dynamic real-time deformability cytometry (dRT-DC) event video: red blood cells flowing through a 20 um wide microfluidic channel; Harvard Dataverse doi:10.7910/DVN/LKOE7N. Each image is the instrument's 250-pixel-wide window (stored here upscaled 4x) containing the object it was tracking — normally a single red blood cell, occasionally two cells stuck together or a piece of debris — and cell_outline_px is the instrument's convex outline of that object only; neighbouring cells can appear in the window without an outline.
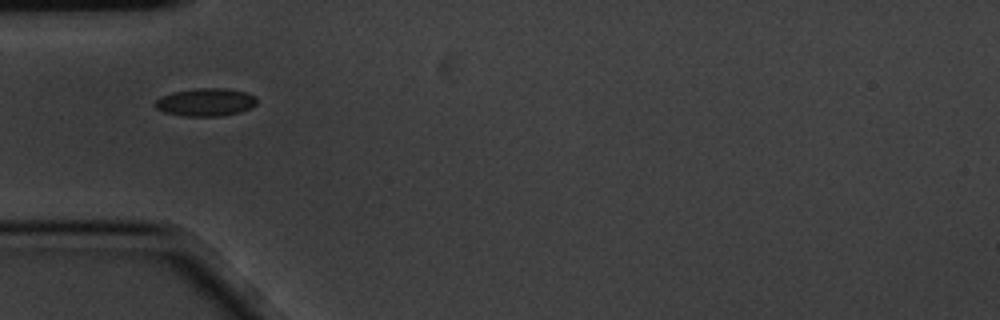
{"species": "common noctule bat (a hibernating species)", "species_latin": "Nyctalus noctula", "temperature_condition": "cold", "stored_images_in_passage": 10, "camera_frame_rate_fps": 3000, "um_per_image_px": 0.085, "animal": {"sex": "male", "body_mass_g": 20.1, "forearm_length_mm": 53.5}, "frame": {"image": 1, "passage_image": 5, "time_ms": 1.333, "image_size_px": [1000, 320], "cell_outline_px": [[256, 104], [240, 112], [220, 116], [180, 116], [164, 112], [156, 108], [152, 104], [160, 96], [172, 92], [196, 88], [224, 88], [244, 92], [256, 96]], "centroid_in_image_um": [17.42, 8.68], "position_along_channel_um": 67.6, "area_um2": 16.59}}
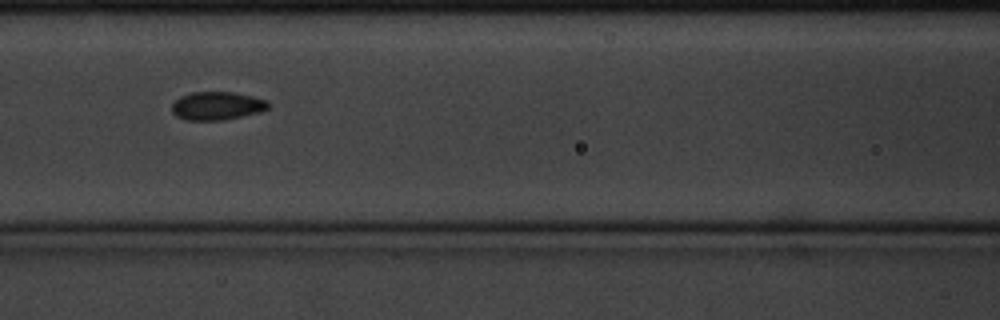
{"frame": {"image": 2, "passage_image": 7, "time_ms": 2.0, "image_size_px": [1000, 320], "cell_outline_px": [[268, 108], [260, 112], [224, 120], [184, 120], [176, 116], [172, 112], [172, 104], [180, 96], [192, 92], [236, 92], [268, 100]], "centroid_in_image_um": [18.44, 8.99], "position_along_channel_um": 148.2, "area_um2": 15.95}}
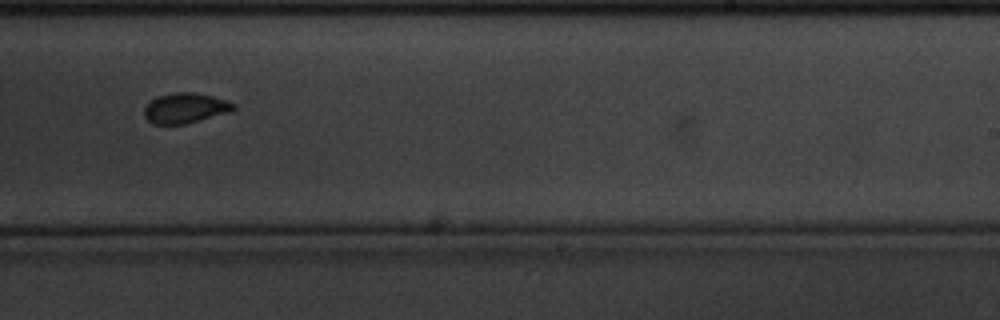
{"frame": {"image": 3, "passage_image": 10, "time_ms": 3.0, "image_size_px": [1000, 320], "cell_outline_px": [[236, 108], [232, 112], [184, 124], [152, 124], [144, 116], [144, 108], [156, 96], [176, 92], [192, 92], [212, 96], [236, 104]], "centroid_in_image_um": [15.76, 9.19], "position_along_channel_um": 273.2, "area_um2": 15.72}}